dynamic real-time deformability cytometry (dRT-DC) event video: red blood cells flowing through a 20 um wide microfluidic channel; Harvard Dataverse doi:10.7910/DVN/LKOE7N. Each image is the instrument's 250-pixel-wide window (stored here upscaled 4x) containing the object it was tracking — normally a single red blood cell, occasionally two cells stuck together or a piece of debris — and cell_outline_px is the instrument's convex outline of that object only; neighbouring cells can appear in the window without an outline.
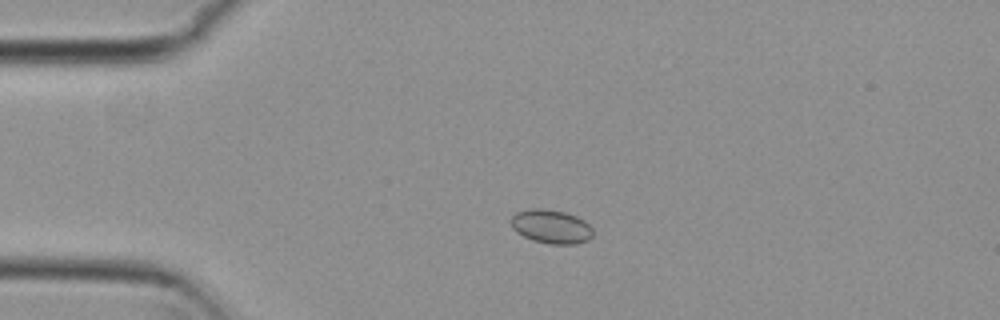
{"species": "common noctule bat (a hibernating species)", "species_latin": "Nyctalus noctula", "temperature_condition": "cold", "stored_images_in_passage": 5, "camera_frame_rate_fps": 3000, "um_per_image_px": 0.085, "animal": {"sex": "female", "body_mass_g": 29.2, "forearm_length_mm": 56.3}, "frame": {"image": 1, "passage_image": 3, "time_ms": 0.667, "image_size_px": [1000, 320], "cell_outline_px": [[592, 236], [588, 240], [576, 244], [548, 244], [532, 240], [516, 232], [512, 228], [512, 216], [516, 212], [532, 208], [544, 208], [564, 212], [576, 216], [584, 220], [592, 228]], "centroid_in_image_um": [46.85, 19.26], "position_along_channel_um": 38.2, "area_um2": 16.18}}